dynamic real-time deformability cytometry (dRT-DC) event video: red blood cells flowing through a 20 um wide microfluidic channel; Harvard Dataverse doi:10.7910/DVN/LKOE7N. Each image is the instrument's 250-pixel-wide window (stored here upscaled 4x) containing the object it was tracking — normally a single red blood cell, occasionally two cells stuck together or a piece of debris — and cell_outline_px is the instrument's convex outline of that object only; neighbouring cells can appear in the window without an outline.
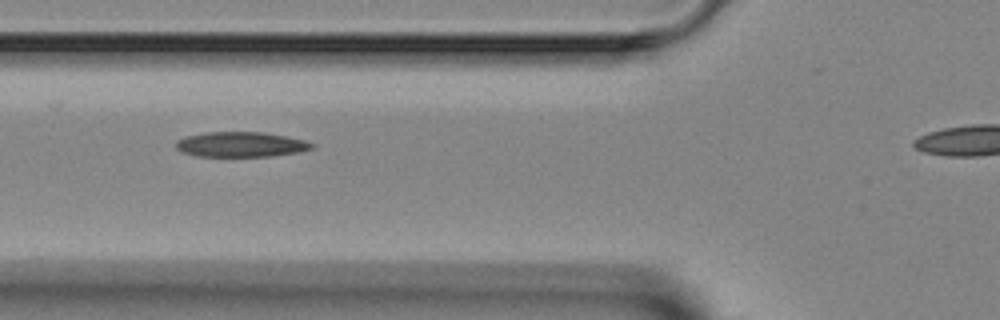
{"species": "Egyptian fruit bat (a non-hibernating species)", "species_latin": "Rousettus aegyptiacus", "temperature_condition": "room temperature", "stored_images_in_passage": 8, "segment_of_instrument_passage": [1, 2], "camera_frame_rate_fps": 3000, "um_per_image_px": 0.085, "animal": {"sex": "female"}, "frame": {"image": 1, "passage_image": 4, "time_ms": 4.333, "image_size_px": [1000, 320], "cell_outline_px": [[316, 148], [300, 152], [272, 156], [196, 156], [180, 152], [176, 148], [176, 140], [184, 136], [208, 132], [264, 132], [304, 140], [316, 144]], "centroid_in_image_um": [20.48, 12.28], "position_along_channel_um": 105.3, "area_um2": 20.06}}
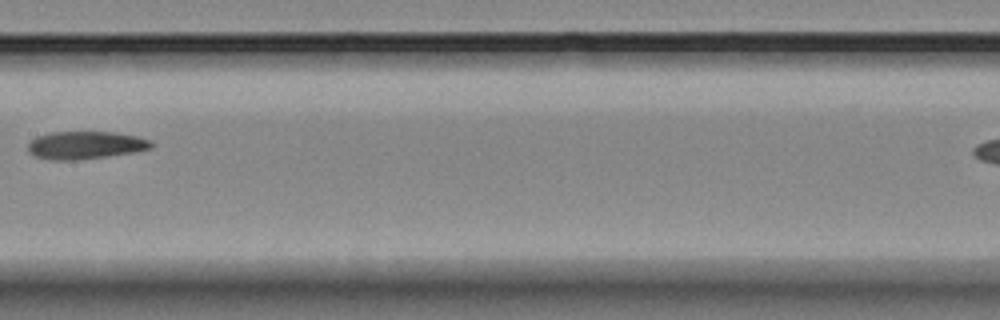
{"frame": {"image": 2, "passage_image": 6, "time_ms": 6.667, "image_size_px": [1000, 320], "cell_outline_px": [[152, 148], [136, 152], [80, 160], [52, 160], [36, 156], [28, 152], [28, 144], [36, 136], [48, 132], [112, 132], [136, 136], [152, 140]], "centroid_in_image_um": [7.26, 12.34], "position_along_channel_um": 200.1, "area_um2": 20.06}}
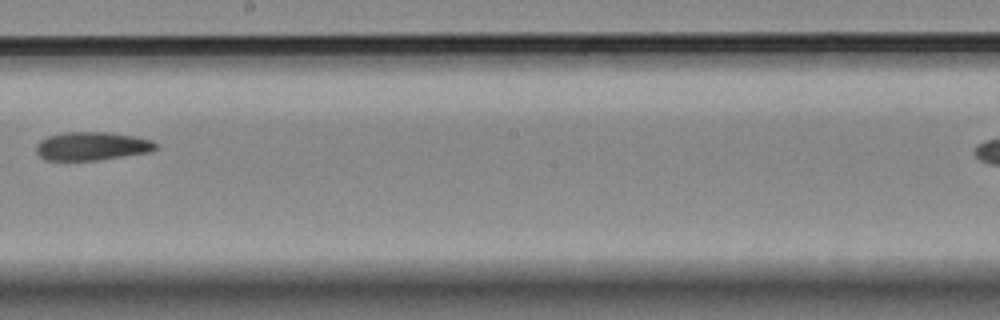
{"frame": {"image": 3, "passage_image": 7, "time_ms": 7.667, "image_size_px": [1000, 320], "cell_outline_px": [[160, 148], [152, 152], [96, 160], [44, 160], [36, 152], [36, 144], [40, 140], [48, 136], [64, 132], [108, 132], [132, 136], [152, 140], [160, 144]], "centroid_in_image_um": [7.85, 12.42], "position_along_channel_um": 240.3, "area_um2": 20.0}}